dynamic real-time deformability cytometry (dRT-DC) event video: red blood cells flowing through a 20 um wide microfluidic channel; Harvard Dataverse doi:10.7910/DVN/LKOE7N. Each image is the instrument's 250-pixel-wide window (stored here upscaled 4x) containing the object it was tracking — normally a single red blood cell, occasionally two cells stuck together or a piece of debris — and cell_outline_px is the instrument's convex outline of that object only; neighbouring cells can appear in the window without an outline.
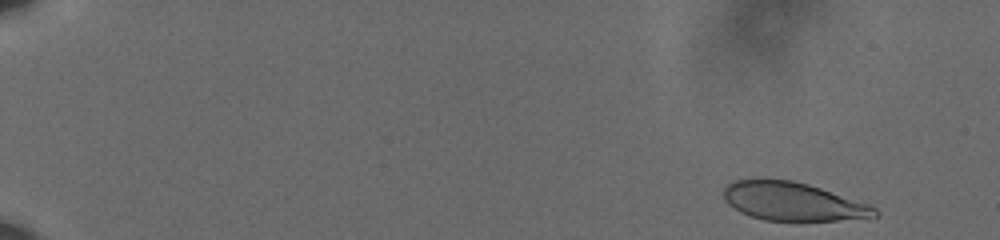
{"species": "human", "species_latin": "Homo sapiens", "temperature_condition": "cold", "stored_images_in_passage": 56, "camera_frame_rate_fps": 3000, "um_per_image_px": 0.085, "donor": {"sex": "male"}, "frame": {"image": 1, "passage_image": 2, "time_ms": 0.333, "image_size_px": [1000, 240], "cell_outline_px": [[880, 216], [796, 224], [764, 220], [740, 212], [728, 204], [724, 200], [724, 188], [728, 184], [736, 180], [792, 180], [808, 184], [868, 204], [876, 208], [880, 212]], "centroid_in_image_um": [67.41, 17.19], "position_along_channel_um": 17.6, "area_um2": 34.33}}
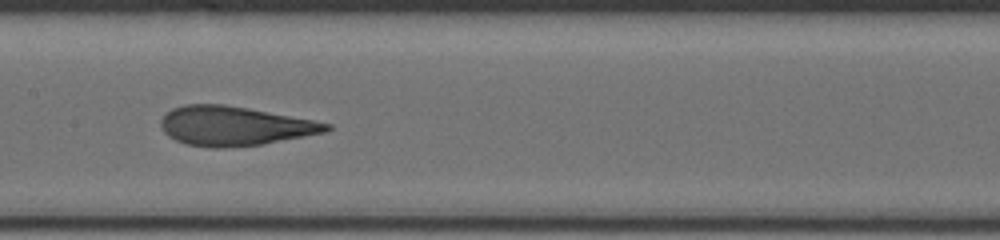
{"frame": {"image": 2, "passage_image": 30, "time_ms": 9.667, "image_size_px": [1000, 240], "cell_outline_px": [[332, 128], [324, 132], [304, 136], [260, 144], [224, 148], [212, 148], [188, 144], [176, 140], [168, 136], [164, 132], [160, 124], [160, 120], [172, 108], [184, 104], [224, 104], [248, 108], [312, 120], [332, 124]], "centroid_in_image_um": [19.89, 10.7], "position_along_channel_um": 187.5, "area_um2": 37.51}}
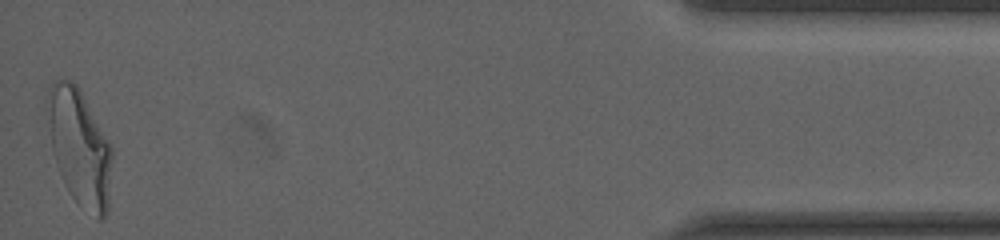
{"frame": {"image": 3, "passage_image": 56, "time_ms": 18.333, "image_size_px": [1000, 240], "cell_outline_px": [[112, 160], [108, 212], [100, 220], [96, 220], [68, 192], [64, 184], [56, 164], [52, 148], [44, 100], [48, 88], [56, 80], [72, 80], [80, 88], [112, 144]], "centroid_in_image_um": [6.77, 12.49], "position_along_channel_um": 428.4, "area_um2": 44.56}, "authors_computed_cell_mechanics": {"area_um2": 37.2232, "velocity_mm_per_s": 3.6028, "shape_relaxation_time_tau1_ms": 7.1528, "shape_relaxation_time_tau2_ms": 1.1795, "deformation_change_tau1": 0.2216, "deformation_change_tau2": 0.0815}}